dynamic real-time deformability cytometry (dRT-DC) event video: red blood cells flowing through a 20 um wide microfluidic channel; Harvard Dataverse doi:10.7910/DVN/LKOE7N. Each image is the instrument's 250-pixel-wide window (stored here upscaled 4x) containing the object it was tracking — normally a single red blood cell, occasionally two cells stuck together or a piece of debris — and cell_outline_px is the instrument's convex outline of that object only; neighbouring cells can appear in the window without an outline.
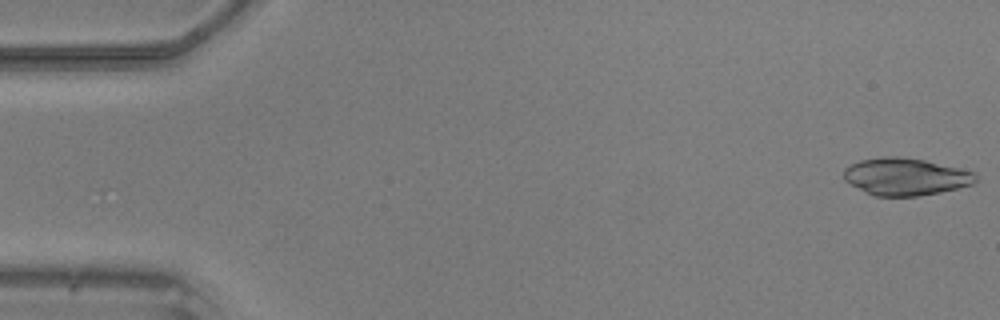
{"species": "common noctule bat (a hibernating species)", "species_latin": "Nyctalus noctula", "temperature_condition": "warm", "stored_images_in_passage": 48, "camera_frame_rate_fps": 3000, "um_per_image_px": 0.085, "animal": {"sex": "male", "body_mass_g": 20.5, "forearm_length_mm": 52.5}, "frame": {"image": 1, "passage_image": 1, "time_ms": 0.0, "image_size_px": [1000, 320], "cell_outline_px": [[976, 180], [972, 184], [940, 192], [920, 196], [876, 196], [844, 180], [844, 168], [848, 164], [860, 160], [884, 156], [900, 156], [924, 160], [976, 172]], "centroid_in_image_um": [76.96, 15.0], "position_along_channel_um": 8.0, "area_um2": 28.5}}
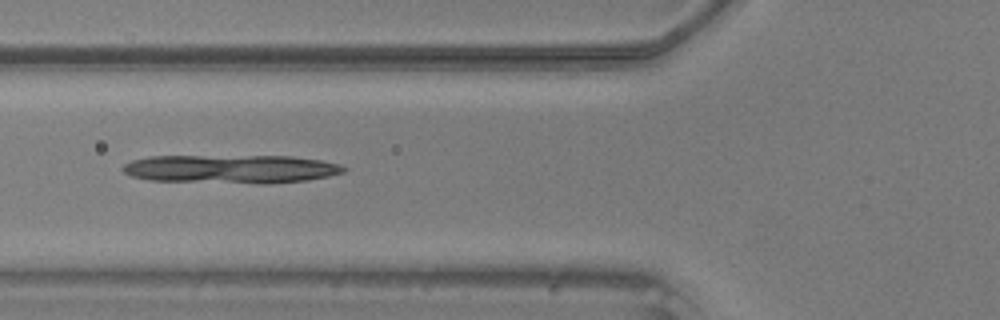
{"frame": {"image": 2, "passage_image": 18, "time_ms": 5.667, "image_size_px": [1000, 320], "cell_outline_px": [[348, 168], [344, 172], [328, 176], [308, 180], [268, 184], [260, 184], [148, 180], [132, 176], [124, 172], [120, 168], [124, 164], [132, 160], [148, 156], [292, 156], [320, 160], [340, 164]], "centroid_in_image_um": [19.64, 14.37], "position_along_channel_um": 106.2, "area_um2": 37.11}}
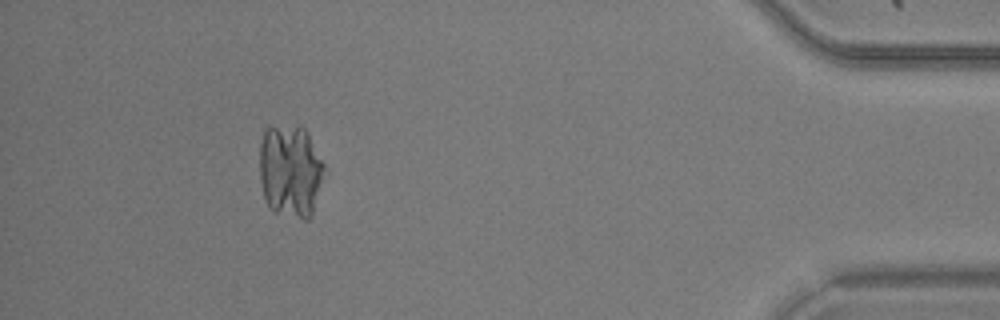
{"frame": {"image": 3, "passage_image": 44, "time_ms": 14.333, "image_size_px": [1000, 320], "cell_outline_px": [[328, 172], [312, 216], [308, 220], [304, 220], [276, 212], [268, 208], [264, 196], [260, 180], [260, 144], [264, 128], [300, 124], [308, 132], [328, 168]], "centroid_in_image_um": [24.75, 14.53], "position_along_channel_um": 410.4, "area_um2": 36.41}}